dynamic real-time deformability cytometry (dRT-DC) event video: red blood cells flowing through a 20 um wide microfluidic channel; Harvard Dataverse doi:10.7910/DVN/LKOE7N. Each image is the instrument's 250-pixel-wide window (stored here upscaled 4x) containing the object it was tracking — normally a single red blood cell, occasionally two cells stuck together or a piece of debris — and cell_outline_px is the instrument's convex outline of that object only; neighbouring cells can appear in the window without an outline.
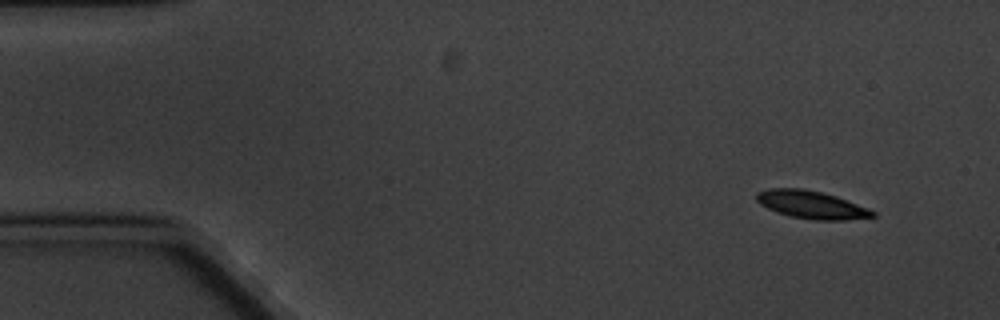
{"species": "common noctule bat (a hibernating species)", "species_latin": "Nyctalus noctula", "temperature_condition": "cold", "stored_images_in_passage": 6, "camera_frame_rate_fps": 3000, "um_per_image_px": 0.085, "animal": {"sex": "male", "body_mass_g": 20.1, "forearm_length_mm": 53.5}, "frame": {"image": 1, "passage_image": 1, "time_ms": 0.0, "image_size_px": [1000, 320], "cell_outline_px": [[876, 216], [844, 220], [816, 220], [792, 216], [776, 212], [760, 204], [756, 200], [756, 192], [768, 188], [804, 188], [836, 196], [868, 208], [876, 212]], "centroid_in_image_um": [68.95, 17.39], "position_along_channel_um": 16.1, "area_um2": 18.73}}
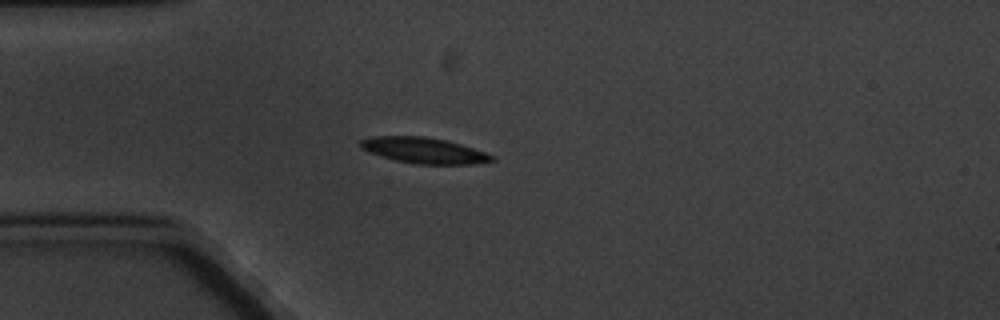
{"frame": {"image": 2, "passage_image": 4, "time_ms": 3.667, "image_size_px": [1000, 320], "cell_outline_px": [[496, 160], [472, 164], [416, 164], [396, 160], [368, 152], [360, 148], [360, 140], [372, 136], [424, 136], [448, 140], [496, 156]], "centroid_in_image_um": [36.03, 12.78], "position_along_channel_um": 49.0, "area_um2": 19.77}}